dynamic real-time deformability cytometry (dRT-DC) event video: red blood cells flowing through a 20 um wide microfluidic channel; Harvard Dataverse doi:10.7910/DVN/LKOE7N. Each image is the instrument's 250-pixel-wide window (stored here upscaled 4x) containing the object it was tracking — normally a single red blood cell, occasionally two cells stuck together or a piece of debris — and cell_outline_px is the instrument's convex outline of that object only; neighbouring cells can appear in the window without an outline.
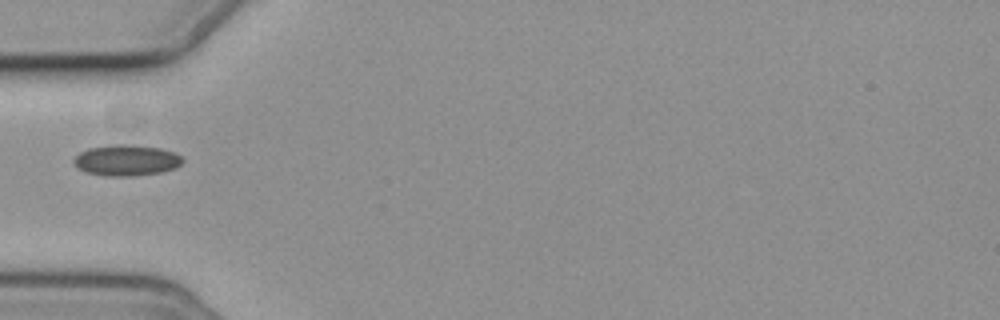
{"species": "common noctule bat (a hibernating species)", "species_latin": "Nyctalus noctula", "temperature_condition": "cold", "stored_images_in_passage": 1, "camera_frame_rate_fps": 3000, "um_per_image_px": 0.085, "animal": {"sex": "female", "body_mass_g": 19.3, "forearm_length_mm": 54.1}, "frame": {"image": 1, "passage_image": 1, "time_ms": 0.0, "image_size_px": [1000, 320], "cell_outline_px": [[184, 160], [176, 168], [160, 172], [132, 176], [108, 176], [84, 172], [76, 168], [72, 164], [72, 160], [80, 152], [88, 148], [116, 144], [124, 144], [160, 148], [176, 152]], "centroid_in_image_um": [10.71, 13.63], "position_along_channel_um": 74.3, "area_um2": 19.77}}